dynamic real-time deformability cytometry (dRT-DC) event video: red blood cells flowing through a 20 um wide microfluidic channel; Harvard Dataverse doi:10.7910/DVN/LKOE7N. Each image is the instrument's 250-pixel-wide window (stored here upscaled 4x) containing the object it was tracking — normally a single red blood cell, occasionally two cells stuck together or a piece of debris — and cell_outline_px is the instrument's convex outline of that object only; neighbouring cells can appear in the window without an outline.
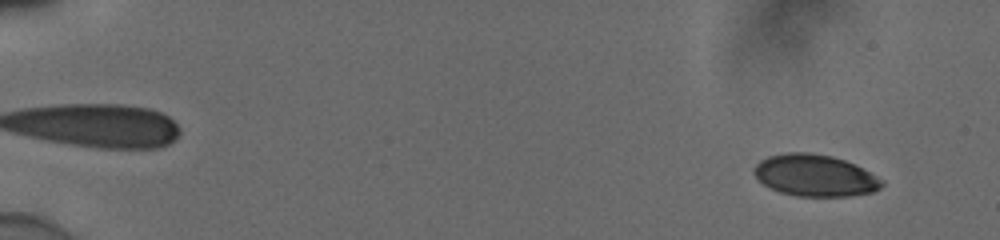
{"species": "human", "species_latin": "Homo sapiens", "temperature_condition": "cold", "stored_images_in_passage": 56, "camera_frame_rate_fps": 3000, "um_per_image_px": 0.085, "donor": {"sex": "male"}, "frame": {"image": 1, "passage_image": 5, "time_ms": 1.333, "image_size_px": [1000, 240], "cell_outline_px": [[884, 184], [880, 188], [872, 192], [848, 196], [796, 196], [780, 192], [764, 184], [752, 172], [752, 168], [760, 160], [768, 156], [784, 152], [808, 152], [832, 156], [844, 160], [884, 180]], "centroid_in_image_um": [69.23, 14.91], "position_along_channel_um": 15.8, "area_um2": 30.92}}
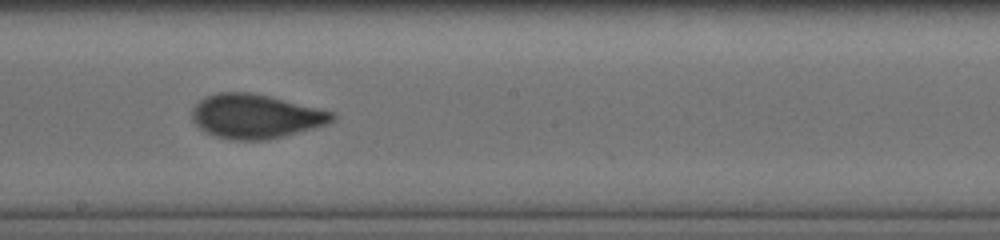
{"frame": {"image": 2, "passage_image": 34, "time_ms": 11.0, "image_size_px": [1000, 240], "cell_outline_px": [[336, 120], [312, 128], [284, 136], [264, 140], [232, 140], [216, 136], [200, 128], [192, 120], [192, 108], [200, 100], [216, 92], [252, 92], [336, 112]], "centroid_in_image_um": [21.73, 9.88], "position_along_channel_um": 226.5, "area_um2": 35.95}}
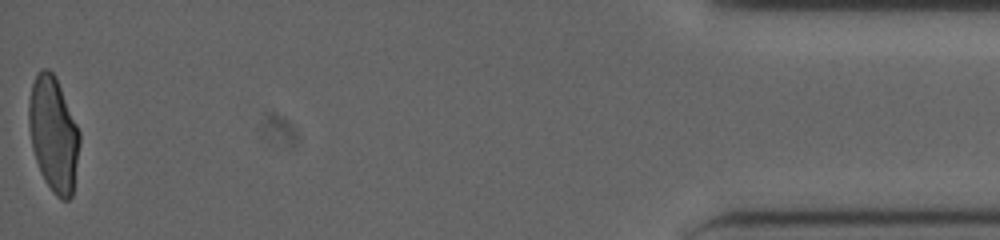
{"frame": {"image": 3, "passage_image": 56, "time_ms": 18.333, "image_size_px": [1000, 240], "cell_outline_px": [[80, 144], [72, 196], [68, 200], [60, 200], [52, 192], [44, 180], [40, 172], [32, 148], [28, 124], [28, 104], [32, 84], [36, 72], [40, 68], [48, 68], [56, 76], [80, 132]], "centroid_in_image_um": [4.54, 11.39], "position_along_channel_um": 430.7, "area_um2": 34.33}, "authors_computed_cell_mechanics": {"area_um2": 34.2465, "velocity_mm_per_s": 3.88, "shape_relaxation_time_tau1_ms": 3.7767, "shape_relaxation_time_tau2_ms": 0.615, "deformation_change_tau1": 0.1501, "deformation_change_tau2": 0.0555}}